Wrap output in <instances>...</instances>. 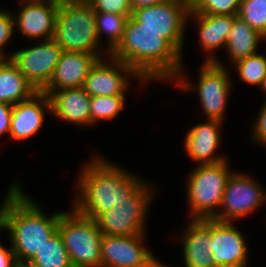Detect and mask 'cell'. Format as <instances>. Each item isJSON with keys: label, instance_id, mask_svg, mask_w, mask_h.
Instances as JSON below:
<instances>
[{"label": "cell", "instance_id": "obj_1", "mask_svg": "<svg viewBox=\"0 0 266 267\" xmlns=\"http://www.w3.org/2000/svg\"><path fill=\"white\" fill-rule=\"evenodd\" d=\"M133 68L145 81L175 80L185 93L195 85L185 82L182 55L160 33L141 27L132 16L118 45L109 54Z\"/></svg>", "mask_w": 266, "mask_h": 267}, {"label": "cell", "instance_id": "obj_2", "mask_svg": "<svg viewBox=\"0 0 266 267\" xmlns=\"http://www.w3.org/2000/svg\"><path fill=\"white\" fill-rule=\"evenodd\" d=\"M0 208V230L9 231L16 261L24 266L58 231L61 211L48 217L16 183L10 187Z\"/></svg>", "mask_w": 266, "mask_h": 267}, {"label": "cell", "instance_id": "obj_3", "mask_svg": "<svg viewBox=\"0 0 266 267\" xmlns=\"http://www.w3.org/2000/svg\"><path fill=\"white\" fill-rule=\"evenodd\" d=\"M88 162L79 173L73 207L83 216L96 220L130 195L143 180L100 156Z\"/></svg>", "mask_w": 266, "mask_h": 267}, {"label": "cell", "instance_id": "obj_4", "mask_svg": "<svg viewBox=\"0 0 266 267\" xmlns=\"http://www.w3.org/2000/svg\"><path fill=\"white\" fill-rule=\"evenodd\" d=\"M53 40L63 51L90 53L103 58L98 50L103 44L97 34L95 11L86 0H60Z\"/></svg>", "mask_w": 266, "mask_h": 267}, {"label": "cell", "instance_id": "obj_5", "mask_svg": "<svg viewBox=\"0 0 266 267\" xmlns=\"http://www.w3.org/2000/svg\"><path fill=\"white\" fill-rule=\"evenodd\" d=\"M230 172L227 159L215 164H199L187 178L190 219L213 218L219 211Z\"/></svg>", "mask_w": 266, "mask_h": 267}, {"label": "cell", "instance_id": "obj_6", "mask_svg": "<svg viewBox=\"0 0 266 267\" xmlns=\"http://www.w3.org/2000/svg\"><path fill=\"white\" fill-rule=\"evenodd\" d=\"M61 212L58 232L73 267H101L103 234L96 220L80 214L74 207Z\"/></svg>", "mask_w": 266, "mask_h": 267}, {"label": "cell", "instance_id": "obj_7", "mask_svg": "<svg viewBox=\"0 0 266 267\" xmlns=\"http://www.w3.org/2000/svg\"><path fill=\"white\" fill-rule=\"evenodd\" d=\"M143 181L130 195L101 214L96 223L103 235L133 236L145 234V222L153 191ZM151 189V191H150ZM149 191V192H148Z\"/></svg>", "mask_w": 266, "mask_h": 267}, {"label": "cell", "instance_id": "obj_8", "mask_svg": "<svg viewBox=\"0 0 266 267\" xmlns=\"http://www.w3.org/2000/svg\"><path fill=\"white\" fill-rule=\"evenodd\" d=\"M190 12V0H167L164 3L142 7L131 16L141 27L160 33L183 58L184 33Z\"/></svg>", "mask_w": 266, "mask_h": 267}, {"label": "cell", "instance_id": "obj_9", "mask_svg": "<svg viewBox=\"0 0 266 267\" xmlns=\"http://www.w3.org/2000/svg\"><path fill=\"white\" fill-rule=\"evenodd\" d=\"M264 204L265 189L248 174L233 172L224 189L220 209L213 219L234 222Z\"/></svg>", "mask_w": 266, "mask_h": 267}, {"label": "cell", "instance_id": "obj_10", "mask_svg": "<svg viewBox=\"0 0 266 267\" xmlns=\"http://www.w3.org/2000/svg\"><path fill=\"white\" fill-rule=\"evenodd\" d=\"M62 53L63 49L50 39L8 56L32 86L41 91L49 83Z\"/></svg>", "mask_w": 266, "mask_h": 267}, {"label": "cell", "instance_id": "obj_11", "mask_svg": "<svg viewBox=\"0 0 266 267\" xmlns=\"http://www.w3.org/2000/svg\"><path fill=\"white\" fill-rule=\"evenodd\" d=\"M219 60L203 62L196 88L206 119L223 122L232 88L229 72Z\"/></svg>", "mask_w": 266, "mask_h": 267}, {"label": "cell", "instance_id": "obj_12", "mask_svg": "<svg viewBox=\"0 0 266 267\" xmlns=\"http://www.w3.org/2000/svg\"><path fill=\"white\" fill-rule=\"evenodd\" d=\"M105 58L98 59L85 78L82 87L90 97L126 95L130 85L128 76L140 80L142 84L146 83L133 68L122 61L110 55Z\"/></svg>", "mask_w": 266, "mask_h": 267}, {"label": "cell", "instance_id": "obj_13", "mask_svg": "<svg viewBox=\"0 0 266 267\" xmlns=\"http://www.w3.org/2000/svg\"><path fill=\"white\" fill-rule=\"evenodd\" d=\"M145 235H103L101 267H156L161 261L145 247Z\"/></svg>", "mask_w": 266, "mask_h": 267}, {"label": "cell", "instance_id": "obj_14", "mask_svg": "<svg viewBox=\"0 0 266 267\" xmlns=\"http://www.w3.org/2000/svg\"><path fill=\"white\" fill-rule=\"evenodd\" d=\"M234 222L211 218V244L215 267H246L248 246Z\"/></svg>", "mask_w": 266, "mask_h": 267}, {"label": "cell", "instance_id": "obj_15", "mask_svg": "<svg viewBox=\"0 0 266 267\" xmlns=\"http://www.w3.org/2000/svg\"><path fill=\"white\" fill-rule=\"evenodd\" d=\"M59 2L60 0H20L19 14L13 16L15 28L31 40L53 39Z\"/></svg>", "mask_w": 266, "mask_h": 267}, {"label": "cell", "instance_id": "obj_16", "mask_svg": "<svg viewBox=\"0 0 266 267\" xmlns=\"http://www.w3.org/2000/svg\"><path fill=\"white\" fill-rule=\"evenodd\" d=\"M44 110L51 112V104L49 96L42 91H37L29 99L14 104L10 139L19 142L38 133L45 119Z\"/></svg>", "mask_w": 266, "mask_h": 267}, {"label": "cell", "instance_id": "obj_17", "mask_svg": "<svg viewBox=\"0 0 266 267\" xmlns=\"http://www.w3.org/2000/svg\"><path fill=\"white\" fill-rule=\"evenodd\" d=\"M99 58L95 54L63 51L49 83L42 92L82 87L91 67Z\"/></svg>", "mask_w": 266, "mask_h": 267}, {"label": "cell", "instance_id": "obj_18", "mask_svg": "<svg viewBox=\"0 0 266 267\" xmlns=\"http://www.w3.org/2000/svg\"><path fill=\"white\" fill-rule=\"evenodd\" d=\"M223 123L208 120L192 127L184 139L185 152L192 161L199 164H215L226 160L223 155H216L220 143V130Z\"/></svg>", "mask_w": 266, "mask_h": 267}, {"label": "cell", "instance_id": "obj_19", "mask_svg": "<svg viewBox=\"0 0 266 267\" xmlns=\"http://www.w3.org/2000/svg\"><path fill=\"white\" fill-rule=\"evenodd\" d=\"M182 238L185 267H215L211 244V218L190 219Z\"/></svg>", "mask_w": 266, "mask_h": 267}, {"label": "cell", "instance_id": "obj_20", "mask_svg": "<svg viewBox=\"0 0 266 267\" xmlns=\"http://www.w3.org/2000/svg\"><path fill=\"white\" fill-rule=\"evenodd\" d=\"M49 96L54 117L77 126L92 125L90 120V99L83 87L44 92Z\"/></svg>", "mask_w": 266, "mask_h": 267}, {"label": "cell", "instance_id": "obj_21", "mask_svg": "<svg viewBox=\"0 0 266 267\" xmlns=\"http://www.w3.org/2000/svg\"><path fill=\"white\" fill-rule=\"evenodd\" d=\"M237 16L189 13L188 19L194 18L193 20L198 23L200 45L205 54L209 53L207 58L205 57V62H215L218 58L214 51L219 47L226 48L227 37Z\"/></svg>", "mask_w": 266, "mask_h": 267}, {"label": "cell", "instance_id": "obj_22", "mask_svg": "<svg viewBox=\"0 0 266 267\" xmlns=\"http://www.w3.org/2000/svg\"><path fill=\"white\" fill-rule=\"evenodd\" d=\"M263 35L249 26L239 16L234 19L233 26L227 37L225 50L228 52L232 64L249 55L257 53L259 41H263Z\"/></svg>", "mask_w": 266, "mask_h": 267}, {"label": "cell", "instance_id": "obj_23", "mask_svg": "<svg viewBox=\"0 0 266 267\" xmlns=\"http://www.w3.org/2000/svg\"><path fill=\"white\" fill-rule=\"evenodd\" d=\"M36 92L10 59L0 66V101L14 105L29 99Z\"/></svg>", "mask_w": 266, "mask_h": 267}, {"label": "cell", "instance_id": "obj_24", "mask_svg": "<svg viewBox=\"0 0 266 267\" xmlns=\"http://www.w3.org/2000/svg\"><path fill=\"white\" fill-rule=\"evenodd\" d=\"M24 267H73L58 231L46 241Z\"/></svg>", "mask_w": 266, "mask_h": 267}, {"label": "cell", "instance_id": "obj_25", "mask_svg": "<svg viewBox=\"0 0 266 267\" xmlns=\"http://www.w3.org/2000/svg\"><path fill=\"white\" fill-rule=\"evenodd\" d=\"M131 14H117L111 12H95L96 29L99 37L103 33L107 34V56L118 45L124 34L125 25ZM109 45V46H108Z\"/></svg>", "mask_w": 266, "mask_h": 267}, {"label": "cell", "instance_id": "obj_26", "mask_svg": "<svg viewBox=\"0 0 266 267\" xmlns=\"http://www.w3.org/2000/svg\"><path fill=\"white\" fill-rule=\"evenodd\" d=\"M125 95L93 96L90 99V120L92 125L101 120L116 118L125 107Z\"/></svg>", "mask_w": 266, "mask_h": 267}, {"label": "cell", "instance_id": "obj_27", "mask_svg": "<svg viewBox=\"0 0 266 267\" xmlns=\"http://www.w3.org/2000/svg\"><path fill=\"white\" fill-rule=\"evenodd\" d=\"M234 65H236L238 76L242 81L262 88L266 76V55L257 52L238 60Z\"/></svg>", "mask_w": 266, "mask_h": 267}, {"label": "cell", "instance_id": "obj_28", "mask_svg": "<svg viewBox=\"0 0 266 267\" xmlns=\"http://www.w3.org/2000/svg\"><path fill=\"white\" fill-rule=\"evenodd\" d=\"M238 16L261 35H266V0H242Z\"/></svg>", "mask_w": 266, "mask_h": 267}, {"label": "cell", "instance_id": "obj_29", "mask_svg": "<svg viewBox=\"0 0 266 267\" xmlns=\"http://www.w3.org/2000/svg\"><path fill=\"white\" fill-rule=\"evenodd\" d=\"M242 0H190V12L210 15H238Z\"/></svg>", "mask_w": 266, "mask_h": 267}, {"label": "cell", "instance_id": "obj_30", "mask_svg": "<svg viewBox=\"0 0 266 267\" xmlns=\"http://www.w3.org/2000/svg\"><path fill=\"white\" fill-rule=\"evenodd\" d=\"M95 12L132 14L131 0H86Z\"/></svg>", "mask_w": 266, "mask_h": 267}, {"label": "cell", "instance_id": "obj_31", "mask_svg": "<svg viewBox=\"0 0 266 267\" xmlns=\"http://www.w3.org/2000/svg\"><path fill=\"white\" fill-rule=\"evenodd\" d=\"M15 31L14 17L7 10H0V49H4Z\"/></svg>", "mask_w": 266, "mask_h": 267}, {"label": "cell", "instance_id": "obj_32", "mask_svg": "<svg viewBox=\"0 0 266 267\" xmlns=\"http://www.w3.org/2000/svg\"><path fill=\"white\" fill-rule=\"evenodd\" d=\"M264 105L259 111V116L255 120V124H252V140L262 144L266 148V100Z\"/></svg>", "mask_w": 266, "mask_h": 267}, {"label": "cell", "instance_id": "obj_33", "mask_svg": "<svg viewBox=\"0 0 266 267\" xmlns=\"http://www.w3.org/2000/svg\"><path fill=\"white\" fill-rule=\"evenodd\" d=\"M12 108L13 105L0 101V137L10 134Z\"/></svg>", "mask_w": 266, "mask_h": 267}, {"label": "cell", "instance_id": "obj_34", "mask_svg": "<svg viewBox=\"0 0 266 267\" xmlns=\"http://www.w3.org/2000/svg\"><path fill=\"white\" fill-rule=\"evenodd\" d=\"M0 267H19L14 251L12 250V247L10 246L9 249H6L3 245L0 243Z\"/></svg>", "mask_w": 266, "mask_h": 267}, {"label": "cell", "instance_id": "obj_35", "mask_svg": "<svg viewBox=\"0 0 266 267\" xmlns=\"http://www.w3.org/2000/svg\"><path fill=\"white\" fill-rule=\"evenodd\" d=\"M167 0H131L130 1V9L131 11L135 9H139L142 7L153 6L157 4H161L166 2Z\"/></svg>", "mask_w": 266, "mask_h": 267}, {"label": "cell", "instance_id": "obj_36", "mask_svg": "<svg viewBox=\"0 0 266 267\" xmlns=\"http://www.w3.org/2000/svg\"><path fill=\"white\" fill-rule=\"evenodd\" d=\"M3 51L4 50L0 49V66L5 64L10 59L9 56L4 55L5 53Z\"/></svg>", "mask_w": 266, "mask_h": 267}, {"label": "cell", "instance_id": "obj_37", "mask_svg": "<svg viewBox=\"0 0 266 267\" xmlns=\"http://www.w3.org/2000/svg\"><path fill=\"white\" fill-rule=\"evenodd\" d=\"M261 89H263L264 93L266 94V76H265V79H264V82H263V86H262Z\"/></svg>", "mask_w": 266, "mask_h": 267}, {"label": "cell", "instance_id": "obj_38", "mask_svg": "<svg viewBox=\"0 0 266 267\" xmlns=\"http://www.w3.org/2000/svg\"><path fill=\"white\" fill-rule=\"evenodd\" d=\"M156 267H171V266H168L167 264L165 265L163 262H160Z\"/></svg>", "mask_w": 266, "mask_h": 267}]
</instances>
